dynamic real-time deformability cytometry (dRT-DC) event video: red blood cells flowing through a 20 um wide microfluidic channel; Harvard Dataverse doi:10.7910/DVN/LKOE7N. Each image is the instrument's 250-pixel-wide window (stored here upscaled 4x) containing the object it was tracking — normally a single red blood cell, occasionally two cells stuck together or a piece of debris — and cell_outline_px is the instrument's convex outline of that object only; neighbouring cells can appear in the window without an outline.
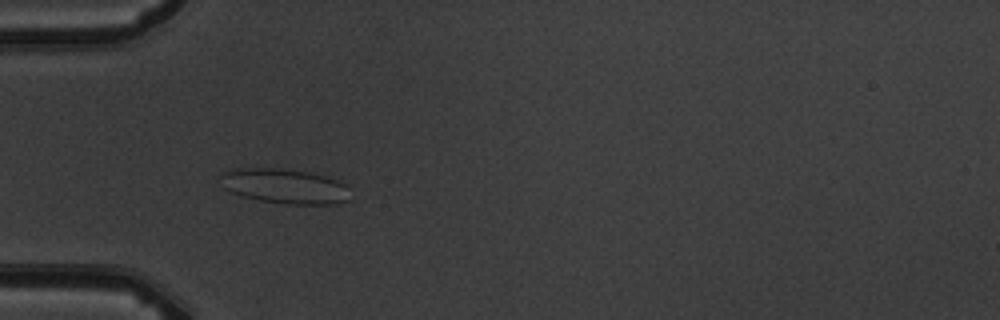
{"species": "common noctule bat (a hibernating species)", "species_latin": "Nyctalus noctula", "temperature_condition": "warm", "stored_images_in_passage": 5, "camera_frame_rate_fps": 3000, "um_per_image_px": 0.085, "animal": {"sex": "male", "body_mass_g": 19.5, "forearm_length_mm": 54.6}, "frame": {"image": 1, "passage_image": 4, "time_ms": 3.667, "image_size_px": [1000, 320], "cell_outline_px": [[352, 200], [336, 204], [284, 204], [260, 200], [240, 196], [224, 188], [220, 176], [220, 172], [232, 168], [284, 168], [308, 172], [328, 176], [344, 184], [348, 188]], "centroid_in_image_um": [24.21, 15.82], "position_along_channel_um": 60.8, "area_um2": 26.82}}
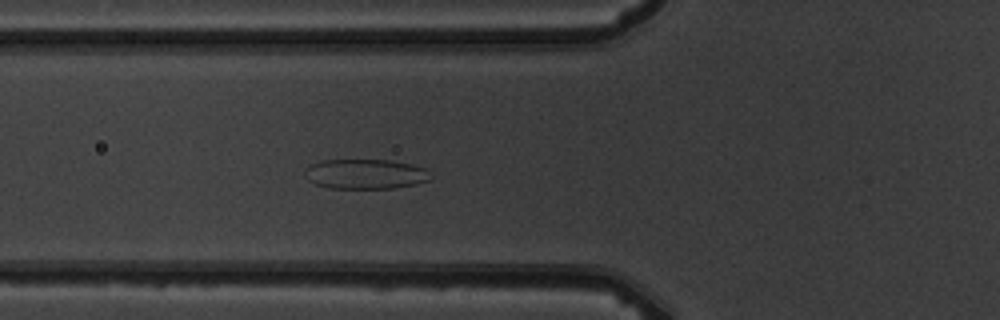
{"frame": {"image": 2, "passage_image": 5, "time_ms": 4.667, "image_size_px": [1000, 320], "cell_outline_px": [[432, 180], [416, 184], [396, 188], [328, 188], [316, 184], [308, 180], [304, 176], [304, 172], [312, 164], [320, 160], [388, 160], [412, 164], [424, 168], [432, 176]], "centroid_in_image_um": [31.08, 14.8], "position_along_channel_um": 94.7, "area_um2": 21.96}}